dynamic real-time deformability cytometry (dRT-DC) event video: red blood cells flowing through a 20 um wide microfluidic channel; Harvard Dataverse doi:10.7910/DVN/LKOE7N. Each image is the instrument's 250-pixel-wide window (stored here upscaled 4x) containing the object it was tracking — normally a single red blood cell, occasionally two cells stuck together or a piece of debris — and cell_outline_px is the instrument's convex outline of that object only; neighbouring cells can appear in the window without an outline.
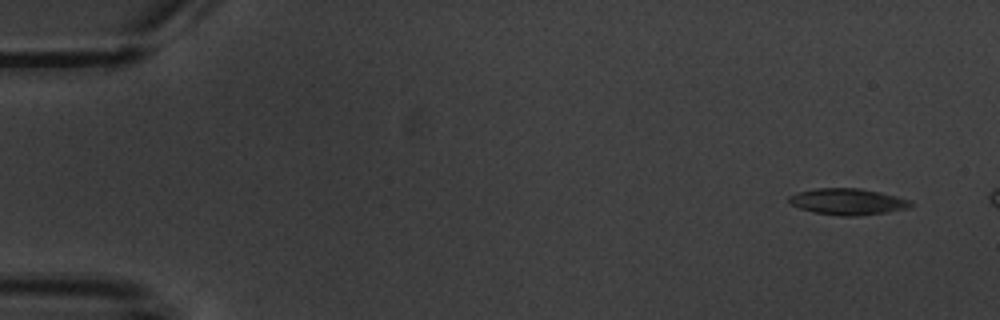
{"species": "common noctule bat (a hibernating species)", "species_latin": "Nyctalus noctula", "temperature_condition": "warm", "stored_images_in_passage": 5, "camera_frame_rate_fps": 3000, "um_per_image_px": 0.085, "animal": {"sex": "male", "body_mass_g": 20.1, "forearm_length_mm": 53.5}, "frame": {"image": 1, "passage_image": 1, "time_ms": 0.0, "image_size_px": [1000, 320], "cell_outline_px": [[912, 208], [860, 216], [840, 216], [812, 212], [800, 208], [792, 204], [788, 200], [788, 196], [800, 192], [816, 188], [860, 188], [880, 192], [912, 200]], "centroid_in_image_um": [72.1, 17.14], "position_along_channel_um": 12.9, "area_um2": 18.79}}